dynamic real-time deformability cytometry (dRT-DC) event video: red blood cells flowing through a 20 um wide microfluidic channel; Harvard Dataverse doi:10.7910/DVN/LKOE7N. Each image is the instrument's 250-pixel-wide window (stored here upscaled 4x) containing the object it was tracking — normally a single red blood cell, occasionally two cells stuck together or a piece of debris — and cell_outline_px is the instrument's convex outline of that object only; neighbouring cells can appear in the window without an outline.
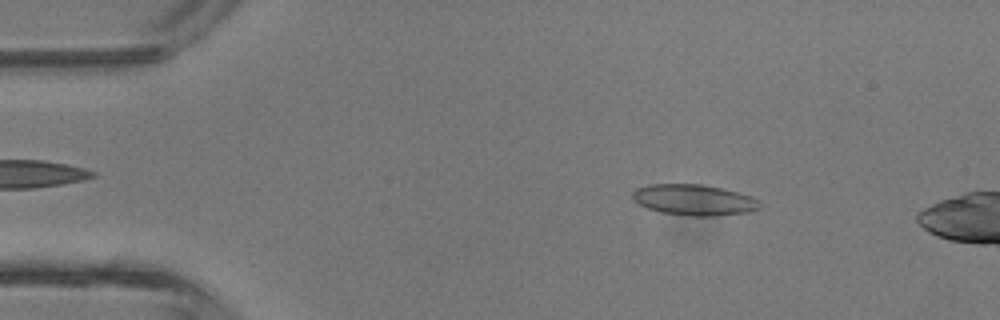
{"species": "common noctule bat (a hibernating species)", "species_latin": "Nyctalus noctula", "temperature_condition": "room temperature", "stored_images_in_passage": 41, "camera_frame_rate_fps": 3000, "um_per_image_px": 0.085, "animal": {"sex": "male", "body_mass_g": 13.3}, "frame": {"image": 1, "passage_image": 6, "time_ms": 1.667, "image_size_px": [1000, 320], "cell_outline_px": [[760, 208], [748, 212], [712, 216], [692, 216], [660, 212], [648, 208], [632, 200], [632, 192], [636, 188], [648, 184], [700, 184], [720, 188], [752, 196], [760, 200]], "centroid_in_image_um": [58.97, 16.99], "position_along_channel_um": 26.0, "area_um2": 22.89}}
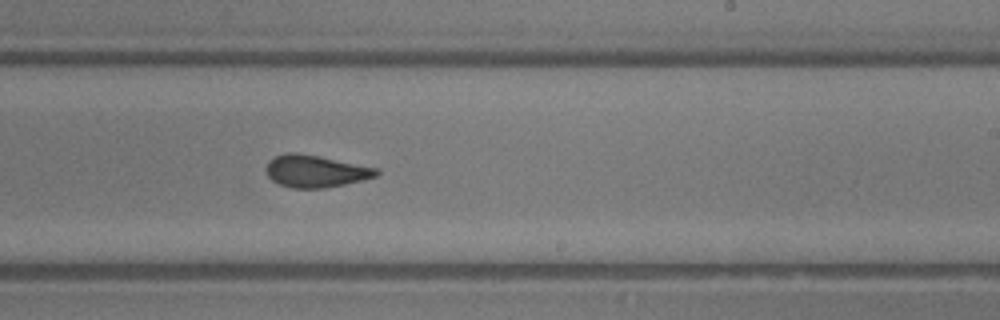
{"frame": {"image": 2, "passage_image": 25, "time_ms": 8.0, "image_size_px": [1000, 320], "cell_outline_px": [[380, 172], [376, 176], [344, 184], [324, 188], [292, 188], [280, 184], [272, 180], [268, 176], [268, 164], [276, 156], [284, 152], [300, 152], [380, 168]], "centroid_in_image_um": [26.86, 14.53], "position_along_channel_um": 262.1, "area_um2": 20.58}}
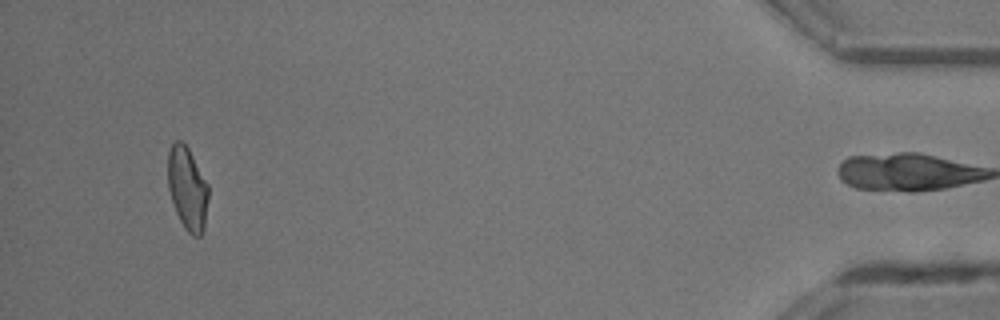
{"frame": {"image": 3, "passage_image": 40, "time_ms": 13.0, "image_size_px": [1000, 320], "cell_outline_px": [[208, 196], [204, 228], [200, 236], [192, 236], [184, 228], [176, 212], [168, 188], [168, 152], [172, 144], [176, 140], [180, 140], [188, 148], [208, 184]], "centroid_in_image_um": [15.93, 16.02], "position_along_channel_um": 419.3, "area_um2": 19.42}, "authors_computed_cell_mechanics": {"area_um2": 20.808, "velocity_mm_per_s": 4.7466, "shape_relaxation_time_tau1_ms": 3.0459, "shape_relaxation_time_tau2_ms": 1.4853, "deformation_change_tau1": 0.1097, "deformation_change_tau2": 0.0567}}